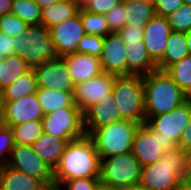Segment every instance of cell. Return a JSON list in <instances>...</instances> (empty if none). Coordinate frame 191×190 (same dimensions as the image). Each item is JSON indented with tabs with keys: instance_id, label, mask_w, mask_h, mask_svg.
<instances>
[{
	"instance_id": "cell-1",
	"label": "cell",
	"mask_w": 191,
	"mask_h": 190,
	"mask_svg": "<svg viewBox=\"0 0 191 190\" xmlns=\"http://www.w3.org/2000/svg\"><path fill=\"white\" fill-rule=\"evenodd\" d=\"M101 158L89 135L69 141L54 168V188L77 178H100Z\"/></svg>"
},
{
	"instance_id": "cell-5",
	"label": "cell",
	"mask_w": 191,
	"mask_h": 190,
	"mask_svg": "<svg viewBox=\"0 0 191 190\" xmlns=\"http://www.w3.org/2000/svg\"><path fill=\"white\" fill-rule=\"evenodd\" d=\"M140 123L122 119L96 129L90 137L100 158L128 153Z\"/></svg>"
},
{
	"instance_id": "cell-11",
	"label": "cell",
	"mask_w": 191,
	"mask_h": 190,
	"mask_svg": "<svg viewBox=\"0 0 191 190\" xmlns=\"http://www.w3.org/2000/svg\"><path fill=\"white\" fill-rule=\"evenodd\" d=\"M190 117L191 98L168 113L145 117V123L163 138L172 140L178 146Z\"/></svg>"
},
{
	"instance_id": "cell-10",
	"label": "cell",
	"mask_w": 191,
	"mask_h": 190,
	"mask_svg": "<svg viewBox=\"0 0 191 190\" xmlns=\"http://www.w3.org/2000/svg\"><path fill=\"white\" fill-rule=\"evenodd\" d=\"M6 164L54 188V169L36 154L32 145L14 143Z\"/></svg>"
},
{
	"instance_id": "cell-46",
	"label": "cell",
	"mask_w": 191,
	"mask_h": 190,
	"mask_svg": "<svg viewBox=\"0 0 191 190\" xmlns=\"http://www.w3.org/2000/svg\"><path fill=\"white\" fill-rule=\"evenodd\" d=\"M176 190H191V184L185 180L176 188Z\"/></svg>"
},
{
	"instance_id": "cell-19",
	"label": "cell",
	"mask_w": 191,
	"mask_h": 190,
	"mask_svg": "<svg viewBox=\"0 0 191 190\" xmlns=\"http://www.w3.org/2000/svg\"><path fill=\"white\" fill-rule=\"evenodd\" d=\"M75 85L101 75L103 72L98 57L81 53L63 56Z\"/></svg>"
},
{
	"instance_id": "cell-44",
	"label": "cell",
	"mask_w": 191,
	"mask_h": 190,
	"mask_svg": "<svg viewBox=\"0 0 191 190\" xmlns=\"http://www.w3.org/2000/svg\"><path fill=\"white\" fill-rule=\"evenodd\" d=\"M12 1L13 0H0V16L11 12Z\"/></svg>"
},
{
	"instance_id": "cell-29",
	"label": "cell",
	"mask_w": 191,
	"mask_h": 190,
	"mask_svg": "<svg viewBox=\"0 0 191 190\" xmlns=\"http://www.w3.org/2000/svg\"><path fill=\"white\" fill-rule=\"evenodd\" d=\"M165 72L191 98V55L189 54L182 60L170 65Z\"/></svg>"
},
{
	"instance_id": "cell-39",
	"label": "cell",
	"mask_w": 191,
	"mask_h": 190,
	"mask_svg": "<svg viewBox=\"0 0 191 190\" xmlns=\"http://www.w3.org/2000/svg\"><path fill=\"white\" fill-rule=\"evenodd\" d=\"M121 2L122 0H85L81 7L88 12L105 15Z\"/></svg>"
},
{
	"instance_id": "cell-51",
	"label": "cell",
	"mask_w": 191,
	"mask_h": 190,
	"mask_svg": "<svg viewBox=\"0 0 191 190\" xmlns=\"http://www.w3.org/2000/svg\"><path fill=\"white\" fill-rule=\"evenodd\" d=\"M2 63H3V58L0 57V92H1V72H2Z\"/></svg>"
},
{
	"instance_id": "cell-50",
	"label": "cell",
	"mask_w": 191,
	"mask_h": 190,
	"mask_svg": "<svg viewBox=\"0 0 191 190\" xmlns=\"http://www.w3.org/2000/svg\"><path fill=\"white\" fill-rule=\"evenodd\" d=\"M98 190H122V189L111 188V187H107V186L101 184L99 186Z\"/></svg>"
},
{
	"instance_id": "cell-43",
	"label": "cell",
	"mask_w": 191,
	"mask_h": 190,
	"mask_svg": "<svg viewBox=\"0 0 191 190\" xmlns=\"http://www.w3.org/2000/svg\"><path fill=\"white\" fill-rule=\"evenodd\" d=\"M178 146L186 153H191V117L189 124L185 127V130L183 131Z\"/></svg>"
},
{
	"instance_id": "cell-14",
	"label": "cell",
	"mask_w": 191,
	"mask_h": 190,
	"mask_svg": "<svg viewBox=\"0 0 191 190\" xmlns=\"http://www.w3.org/2000/svg\"><path fill=\"white\" fill-rule=\"evenodd\" d=\"M52 43L58 56L75 53L81 39L86 35L81 22V15L67 19L50 28Z\"/></svg>"
},
{
	"instance_id": "cell-52",
	"label": "cell",
	"mask_w": 191,
	"mask_h": 190,
	"mask_svg": "<svg viewBox=\"0 0 191 190\" xmlns=\"http://www.w3.org/2000/svg\"><path fill=\"white\" fill-rule=\"evenodd\" d=\"M123 2H130V1H134V0H122ZM135 1H146V2H150L153 3L154 0H135Z\"/></svg>"
},
{
	"instance_id": "cell-24",
	"label": "cell",
	"mask_w": 191,
	"mask_h": 190,
	"mask_svg": "<svg viewBox=\"0 0 191 190\" xmlns=\"http://www.w3.org/2000/svg\"><path fill=\"white\" fill-rule=\"evenodd\" d=\"M189 55L185 32L171 31L162 59L157 63V69L165 71L170 65Z\"/></svg>"
},
{
	"instance_id": "cell-15",
	"label": "cell",
	"mask_w": 191,
	"mask_h": 190,
	"mask_svg": "<svg viewBox=\"0 0 191 190\" xmlns=\"http://www.w3.org/2000/svg\"><path fill=\"white\" fill-rule=\"evenodd\" d=\"M116 75L102 73L88 81L78 83L73 93L74 103L84 113L99 99L112 93V87Z\"/></svg>"
},
{
	"instance_id": "cell-26",
	"label": "cell",
	"mask_w": 191,
	"mask_h": 190,
	"mask_svg": "<svg viewBox=\"0 0 191 190\" xmlns=\"http://www.w3.org/2000/svg\"><path fill=\"white\" fill-rule=\"evenodd\" d=\"M38 89L36 76L31 68L12 84L0 92V101H13L36 93Z\"/></svg>"
},
{
	"instance_id": "cell-18",
	"label": "cell",
	"mask_w": 191,
	"mask_h": 190,
	"mask_svg": "<svg viewBox=\"0 0 191 190\" xmlns=\"http://www.w3.org/2000/svg\"><path fill=\"white\" fill-rule=\"evenodd\" d=\"M171 31L167 18L160 15L153 16L144 26L143 42L156 64L164 55Z\"/></svg>"
},
{
	"instance_id": "cell-4",
	"label": "cell",
	"mask_w": 191,
	"mask_h": 190,
	"mask_svg": "<svg viewBox=\"0 0 191 190\" xmlns=\"http://www.w3.org/2000/svg\"><path fill=\"white\" fill-rule=\"evenodd\" d=\"M112 94L122 119L145 122L143 76H116Z\"/></svg>"
},
{
	"instance_id": "cell-48",
	"label": "cell",
	"mask_w": 191,
	"mask_h": 190,
	"mask_svg": "<svg viewBox=\"0 0 191 190\" xmlns=\"http://www.w3.org/2000/svg\"><path fill=\"white\" fill-rule=\"evenodd\" d=\"M185 34L187 39L188 51L189 54L191 55V29L189 31H186Z\"/></svg>"
},
{
	"instance_id": "cell-2",
	"label": "cell",
	"mask_w": 191,
	"mask_h": 190,
	"mask_svg": "<svg viewBox=\"0 0 191 190\" xmlns=\"http://www.w3.org/2000/svg\"><path fill=\"white\" fill-rule=\"evenodd\" d=\"M188 160L179 146L169 149L158 162L141 168L139 184L149 190H176L186 178Z\"/></svg>"
},
{
	"instance_id": "cell-32",
	"label": "cell",
	"mask_w": 191,
	"mask_h": 190,
	"mask_svg": "<svg viewBox=\"0 0 191 190\" xmlns=\"http://www.w3.org/2000/svg\"><path fill=\"white\" fill-rule=\"evenodd\" d=\"M79 13L81 15V22L86 34L104 37L111 33L108 29L105 15L88 12L82 7L80 8Z\"/></svg>"
},
{
	"instance_id": "cell-23",
	"label": "cell",
	"mask_w": 191,
	"mask_h": 190,
	"mask_svg": "<svg viewBox=\"0 0 191 190\" xmlns=\"http://www.w3.org/2000/svg\"><path fill=\"white\" fill-rule=\"evenodd\" d=\"M81 4L72 0H61L41 9V24L47 29L60 24L79 13Z\"/></svg>"
},
{
	"instance_id": "cell-9",
	"label": "cell",
	"mask_w": 191,
	"mask_h": 190,
	"mask_svg": "<svg viewBox=\"0 0 191 190\" xmlns=\"http://www.w3.org/2000/svg\"><path fill=\"white\" fill-rule=\"evenodd\" d=\"M176 146L172 140L163 138L144 122L135 131L131 152L144 167L158 162L165 151Z\"/></svg>"
},
{
	"instance_id": "cell-36",
	"label": "cell",
	"mask_w": 191,
	"mask_h": 190,
	"mask_svg": "<svg viewBox=\"0 0 191 190\" xmlns=\"http://www.w3.org/2000/svg\"><path fill=\"white\" fill-rule=\"evenodd\" d=\"M13 145L14 140L11 127H7L0 123V165L8 162Z\"/></svg>"
},
{
	"instance_id": "cell-42",
	"label": "cell",
	"mask_w": 191,
	"mask_h": 190,
	"mask_svg": "<svg viewBox=\"0 0 191 190\" xmlns=\"http://www.w3.org/2000/svg\"><path fill=\"white\" fill-rule=\"evenodd\" d=\"M117 33L123 39V41H143L144 27L125 25Z\"/></svg>"
},
{
	"instance_id": "cell-53",
	"label": "cell",
	"mask_w": 191,
	"mask_h": 190,
	"mask_svg": "<svg viewBox=\"0 0 191 190\" xmlns=\"http://www.w3.org/2000/svg\"><path fill=\"white\" fill-rule=\"evenodd\" d=\"M184 4H189L191 5V0H182Z\"/></svg>"
},
{
	"instance_id": "cell-41",
	"label": "cell",
	"mask_w": 191,
	"mask_h": 190,
	"mask_svg": "<svg viewBox=\"0 0 191 190\" xmlns=\"http://www.w3.org/2000/svg\"><path fill=\"white\" fill-rule=\"evenodd\" d=\"M16 55V37H11L0 31V57Z\"/></svg>"
},
{
	"instance_id": "cell-17",
	"label": "cell",
	"mask_w": 191,
	"mask_h": 190,
	"mask_svg": "<svg viewBox=\"0 0 191 190\" xmlns=\"http://www.w3.org/2000/svg\"><path fill=\"white\" fill-rule=\"evenodd\" d=\"M122 120L112 93L99 99L84 112V127L86 135H91L96 129Z\"/></svg>"
},
{
	"instance_id": "cell-31",
	"label": "cell",
	"mask_w": 191,
	"mask_h": 190,
	"mask_svg": "<svg viewBox=\"0 0 191 190\" xmlns=\"http://www.w3.org/2000/svg\"><path fill=\"white\" fill-rule=\"evenodd\" d=\"M10 13L18 16L28 25L41 24V8L34 0H13Z\"/></svg>"
},
{
	"instance_id": "cell-49",
	"label": "cell",
	"mask_w": 191,
	"mask_h": 190,
	"mask_svg": "<svg viewBox=\"0 0 191 190\" xmlns=\"http://www.w3.org/2000/svg\"><path fill=\"white\" fill-rule=\"evenodd\" d=\"M125 190H149L147 189L146 187L140 185V184H137V185H133L131 187H129L128 189H125Z\"/></svg>"
},
{
	"instance_id": "cell-3",
	"label": "cell",
	"mask_w": 191,
	"mask_h": 190,
	"mask_svg": "<svg viewBox=\"0 0 191 190\" xmlns=\"http://www.w3.org/2000/svg\"><path fill=\"white\" fill-rule=\"evenodd\" d=\"M143 83L145 117L168 113L189 99L165 71L143 75Z\"/></svg>"
},
{
	"instance_id": "cell-45",
	"label": "cell",
	"mask_w": 191,
	"mask_h": 190,
	"mask_svg": "<svg viewBox=\"0 0 191 190\" xmlns=\"http://www.w3.org/2000/svg\"><path fill=\"white\" fill-rule=\"evenodd\" d=\"M61 0H34V2L42 9Z\"/></svg>"
},
{
	"instance_id": "cell-55",
	"label": "cell",
	"mask_w": 191,
	"mask_h": 190,
	"mask_svg": "<svg viewBox=\"0 0 191 190\" xmlns=\"http://www.w3.org/2000/svg\"><path fill=\"white\" fill-rule=\"evenodd\" d=\"M45 190H56L55 188H49L47 187Z\"/></svg>"
},
{
	"instance_id": "cell-6",
	"label": "cell",
	"mask_w": 191,
	"mask_h": 190,
	"mask_svg": "<svg viewBox=\"0 0 191 190\" xmlns=\"http://www.w3.org/2000/svg\"><path fill=\"white\" fill-rule=\"evenodd\" d=\"M16 55H19L31 68L56 59L50 29L43 24L29 25L27 30L16 37Z\"/></svg>"
},
{
	"instance_id": "cell-40",
	"label": "cell",
	"mask_w": 191,
	"mask_h": 190,
	"mask_svg": "<svg viewBox=\"0 0 191 190\" xmlns=\"http://www.w3.org/2000/svg\"><path fill=\"white\" fill-rule=\"evenodd\" d=\"M183 4L182 0H154L153 2L155 14L164 17L175 12Z\"/></svg>"
},
{
	"instance_id": "cell-35",
	"label": "cell",
	"mask_w": 191,
	"mask_h": 190,
	"mask_svg": "<svg viewBox=\"0 0 191 190\" xmlns=\"http://www.w3.org/2000/svg\"><path fill=\"white\" fill-rule=\"evenodd\" d=\"M104 37L86 34L77 47V53L100 57L103 50Z\"/></svg>"
},
{
	"instance_id": "cell-47",
	"label": "cell",
	"mask_w": 191,
	"mask_h": 190,
	"mask_svg": "<svg viewBox=\"0 0 191 190\" xmlns=\"http://www.w3.org/2000/svg\"><path fill=\"white\" fill-rule=\"evenodd\" d=\"M185 181L191 184V161L187 163V175Z\"/></svg>"
},
{
	"instance_id": "cell-34",
	"label": "cell",
	"mask_w": 191,
	"mask_h": 190,
	"mask_svg": "<svg viewBox=\"0 0 191 190\" xmlns=\"http://www.w3.org/2000/svg\"><path fill=\"white\" fill-rule=\"evenodd\" d=\"M28 26L21 18L12 13L0 16V31L8 36L19 37L27 30Z\"/></svg>"
},
{
	"instance_id": "cell-56",
	"label": "cell",
	"mask_w": 191,
	"mask_h": 190,
	"mask_svg": "<svg viewBox=\"0 0 191 190\" xmlns=\"http://www.w3.org/2000/svg\"><path fill=\"white\" fill-rule=\"evenodd\" d=\"M188 161H191V153H189V160Z\"/></svg>"
},
{
	"instance_id": "cell-27",
	"label": "cell",
	"mask_w": 191,
	"mask_h": 190,
	"mask_svg": "<svg viewBox=\"0 0 191 190\" xmlns=\"http://www.w3.org/2000/svg\"><path fill=\"white\" fill-rule=\"evenodd\" d=\"M153 3L146 1L125 2V25L144 27L155 16Z\"/></svg>"
},
{
	"instance_id": "cell-12",
	"label": "cell",
	"mask_w": 191,
	"mask_h": 190,
	"mask_svg": "<svg viewBox=\"0 0 191 190\" xmlns=\"http://www.w3.org/2000/svg\"><path fill=\"white\" fill-rule=\"evenodd\" d=\"M43 115L36 93L13 101H0V123L7 127L42 120Z\"/></svg>"
},
{
	"instance_id": "cell-37",
	"label": "cell",
	"mask_w": 191,
	"mask_h": 190,
	"mask_svg": "<svg viewBox=\"0 0 191 190\" xmlns=\"http://www.w3.org/2000/svg\"><path fill=\"white\" fill-rule=\"evenodd\" d=\"M107 19L108 29L111 33H117L125 26V2L119 3L113 9H111L107 14H105Z\"/></svg>"
},
{
	"instance_id": "cell-8",
	"label": "cell",
	"mask_w": 191,
	"mask_h": 190,
	"mask_svg": "<svg viewBox=\"0 0 191 190\" xmlns=\"http://www.w3.org/2000/svg\"><path fill=\"white\" fill-rule=\"evenodd\" d=\"M44 132L61 139H78L86 135L84 113L78 107H64L42 118Z\"/></svg>"
},
{
	"instance_id": "cell-25",
	"label": "cell",
	"mask_w": 191,
	"mask_h": 190,
	"mask_svg": "<svg viewBox=\"0 0 191 190\" xmlns=\"http://www.w3.org/2000/svg\"><path fill=\"white\" fill-rule=\"evenodd\" d=\"M36 95L44 114H50L51 112L64 107H78L74 103L73 92L38 88Z\"/></svg>"
},
{
	"instance_id": "cell-22",
	"label": "cell",
	"mask_w": 191,
	"mask_h": 190,
	"mask_svg": "<svg viewBox=\"0 0 191 190\" xmlns=\"http://www.w3.org/2000/svg\"><path fill=\"white\" fill-rule=\"evenodd\" d=\"M72 140L74 139H61L44 132L32 144V147L36 154L54 169L58 165L68 142Z\"/></svg>"
},
{
	"instance_id": "cell-28",
	"label": "cell",
	"mask_w": 191,
	"mask_h": 190,
	"mask_svg": "<svg viewBox=\"0 0 191 190\" xmlns=\"http://www.w3.org/2000/svg\"><path fill=\"white\" fill-rule=\"evenodd\" d=\"M30 69L31 67L19 55L14 54L3 58L1 91Z\"/></svg>"
},
{
	"instance_id": "cell-7",
	"label": "cell",
	"mask_w": 191,
	"mask_h": 190,
	"mask_svg": "<svg viewBox=\"0 0 191 190\" xmlns=\"http://www.w3.org/2000/svg\"><path fill=\"white\" fill-rule=\"evenodd\" d=\"M141 165L132 152L101 158V184L116 188L128 189L140 182Z\"/></svg>"
},
{
	"instance_id": "cell-54",
	"label": "cell",
	"mask_w": 191,
	"mask_h": 190,
	"mask_svg": "<svg viewBox=\"0 0 191 190\" xmlns=\"http://www.w3.org/2000/svg\"><path fill=\"white\" fill-rule=\"evenodd\" d=\"M72 1H75V2H77V3H79V4H81V5H82V3L84 2V0H72Z\"/></svg>"
},
{
	"instance_id": "cell-33",
	"label": "cell",
	"mask_w": 191,
	"mask_h": 190,
	"mask_svg": "<svg viewBox=\"0 0 191 190\" xmlns=\"http://www.w3.org/2000/svg\"><path fill=\"white\" fill-rule=\"evenodd\" d=\"M166 18L172 31H189L191 29V5L183 4Z\"/></svg>"
},
{
	"instance_id": "cell-21",
	"label": "cell",
	"mask_w": 191,
	"mask_h": 190,
	"mask_svg": "<svg viewBox=\"0 0 191 190\" xmlns=\"http://www.w3.org/2000/svg\"><path fill=\"white\" fill-rule=\"evenodd\" d=\"M46 188L41 180L7 164L0 165V190H45Z\"/></svg>"
},
{
	"instance_id": "cell-30",
	"label": "cell",
	"mask_w": 191,
	"mask_h": 190,
	"mask_svg": "<svg viewBox=\"0 0 191 190\" xmlns=\"http://www.w3.org/2000/svg\"><path fill=\"white\" fill-rule=\"evenodd\" d=\"M14 143L32 145L43 133L42 120H32L11 126Z\"/></svg>"
},
{
	"instance_id": "cell-38",
	"label": "cell",
	"mask_w": 191,
	"mask_h": 190,
	"mask_svg": "<svg viewBox=\"0 0 191 190\" xmlns=\"http://www.w3.org/2000/svg\"><path fill=\"white\" fill-rule=\"evenodd\" d=\"M62 185L57 190H98L101 182L100 178H77L66 181Z\"/></svg>"
},
{
	"instance_id": "cell-13",
	"label": "cell",
	"mask_w": 191,
	"mask_h": 190,
	"mask_svg": "<svg viewBox=\"0 0 191 190\" xmlns=\"http://www.w3.org/2000/svg\"><path fill=\"white\" fill-rule=\"evenodd\" d=\"M32 69L36 76L38 88L74 93L76 85L64 57L58 56L56 59L45 61Z\"/></svg>"
},
{
	"instance_id": "cell-16",
	"label": "cell",
	"mask_w": 191,
	"mask_h": 190,
	"mask_svg": "<svg viewBox=\"0 0 191 190\" xmlns=\"http://www.w3.org/2000/svg\"><path fill=\"white\" fill-rule=\"evenodd\" d=\"M126 45L118 33L104 36L103 50L99 57L104 73L127 76Z\"/></svg>"
},
{
	"instance_id": "cell-20",
	"label": "cell",
	"mask_w": 191,
	"mask_h": 190,
	"mask_svg": "<svg viewBox=\"0 0 191 190\" xmlns=\"http://www.w3.org/2000/svg\"><path fill=\"white\" fill-rule=\"evenodd\" d=\"M126 45L127 76L146 75L157 70L143 41H124Z\"/></svg>"
}]
</instances>
